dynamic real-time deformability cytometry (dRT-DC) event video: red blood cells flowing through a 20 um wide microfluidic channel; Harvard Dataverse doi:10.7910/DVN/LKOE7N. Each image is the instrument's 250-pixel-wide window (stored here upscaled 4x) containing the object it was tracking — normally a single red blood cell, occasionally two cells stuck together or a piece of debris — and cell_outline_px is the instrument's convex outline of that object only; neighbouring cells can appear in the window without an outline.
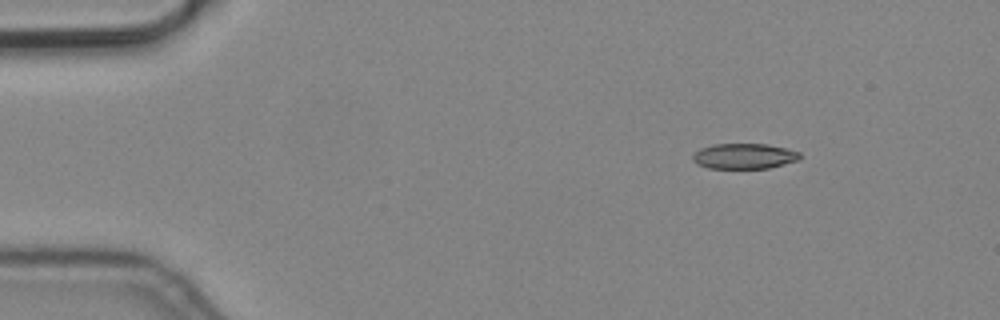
{"species": "common noctule bat (a hibernating species)", "species_latin": "Nyctalus noctula", "temperature_condition": "cold", "stored_images_in_passage": 7, "camera_frame_rate_fps": 3000, "um_per_image_px": 0.085, "animal": {"sex": "male", "body_mass_g": 19.2, "forearm_length_mm": 51.8}, "frame": {"image": 1, "passage_image": 1, "time_ms": 0.0, "image_size_px": [1000, 320], "cell_outline_px": [[800, 160], [768, 168], [708, 168], [692, 160], [692, 156], [700, 148], [712, 144], [768, 144], [800, 152]], "centroid_in_image_um": [63.26, 13.27], "position_along_channel_um": 21.7, "area_um2": 15.78}}
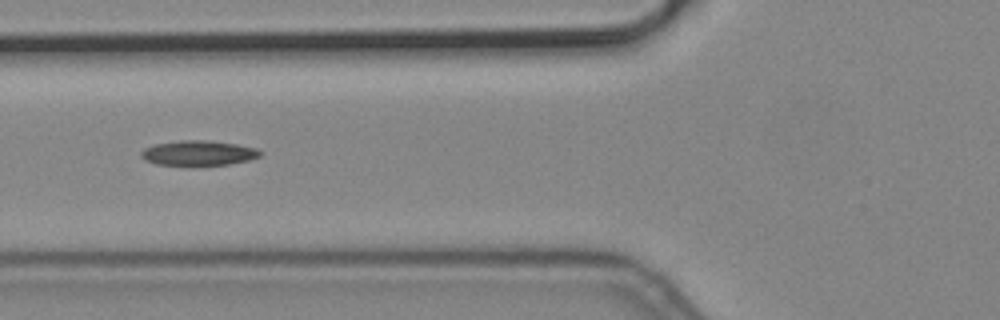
{"frame": {"image": 2, "passage_image": 5, "time_ms": 1.333, "image_size_px": [1000, 320], "cell_outline_px": [[260, 156], [248, 160], [228, 164], [156, 164], [144, 160], [140, 156], [140, 152], [144, 148], [156, 144], [180, 140], [204, 140], [236, 144], [256, 148], [260, 152]], "centroid_in_image_um": [16.82, 12.99], "position_along_channel_um": 109.0, "area_um2": 16.88}}
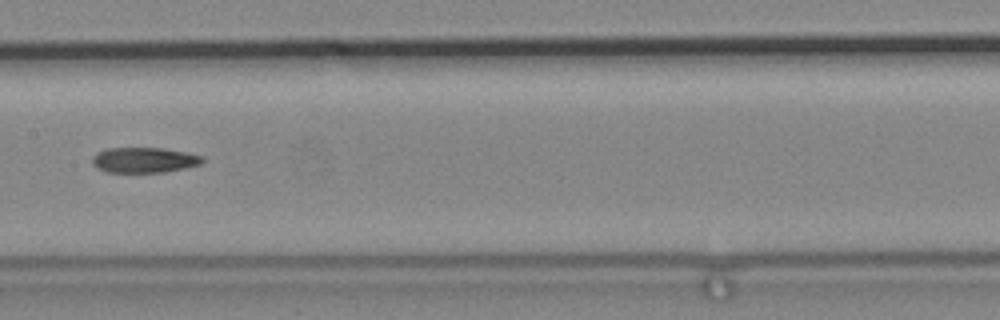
{"frame": {"image": 3, "passage_image": 7, "time_ms": 2.0, "image_size_px": [1000, 320], "cell_outline_px": [[204, 160], [200, 164], [184, 168], [164, 172], [104, 172], [96, 168], [92, 164], [92, 156], [96, 152], [108, 148], [164, 148], [188, 152], [204, 156]], "centroid_in_image_um": [12.23, 13.6], "position_along_channel_um": 195.2, "area_um2": 16.47}}